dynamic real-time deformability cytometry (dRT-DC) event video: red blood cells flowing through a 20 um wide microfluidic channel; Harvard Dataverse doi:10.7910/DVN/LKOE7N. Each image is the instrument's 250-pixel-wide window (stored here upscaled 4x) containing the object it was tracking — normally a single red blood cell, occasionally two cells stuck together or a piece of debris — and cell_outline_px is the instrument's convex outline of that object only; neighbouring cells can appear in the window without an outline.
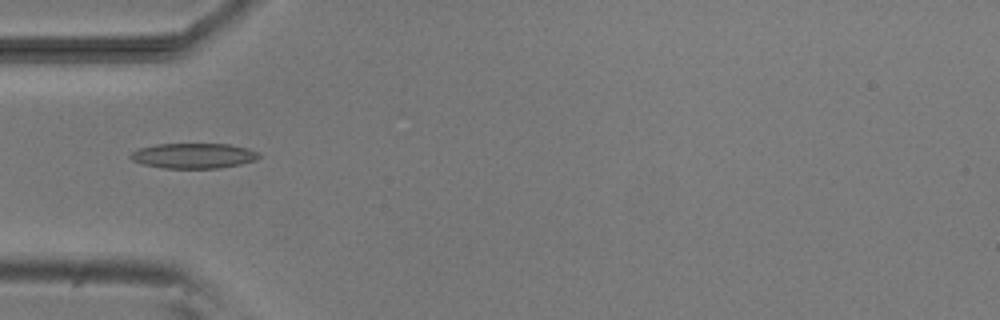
{"species": "common noctule bat (a hibernating species)", "species_latin": "Nyctalus noctula", "temperature_condition": "room temperature", "stored_images_in_passage": 8, "camera_frame_rate_fps": 3000, "um_per_image_px": 0.085, "animal": {"sex": "male", "body_mass_g": 20.5, "forearm_length_mm": 52.5}, "frame": {"image": 1, "passage_image": 4, "time_ms": 3.333, "image_size_px": [1000, 320], "cell_outline_px": [[260, 156], [256, 160], [240, 164], [220, 168], [164, 168], [144, 164], [132, 160], [128, 156], [132, 152], [140, 148], [156, 144], [228, 144], [248, 148], [260, 152]], "centroid_in_image_um": [16.48, 13.23], "position_along_channel_um": 68.5, "area_um2": 18.84}}
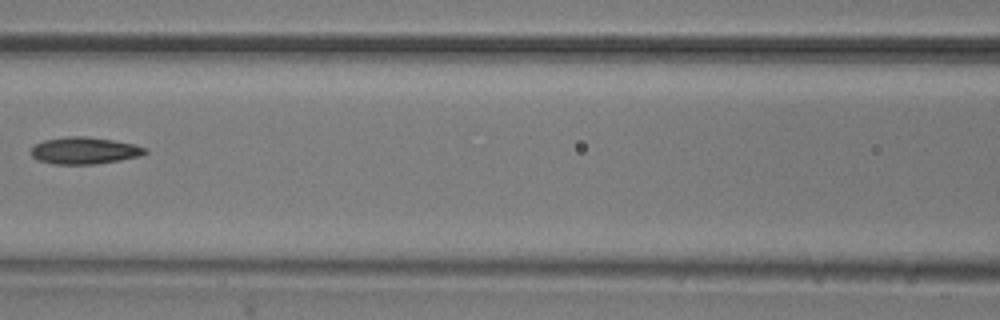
{"frame": {"image": 2, "passage_image": 6, "time_ms": 5.667, "image_size_px": [1000, 320], "cell_outline_px": [[148, 152], [140, 156], [120, 160], [96, 164], [52, 164], [36, 160], [32, 156], [32, 148], [36, 144], [44, 140], [64, 136], [84, 136], [112, 140], [132, 144], [144, 148]], "centroid_in_image_um": [7.14, 12.8], "position_along_channel_um": 159.5, "area_um2": 17.8}}
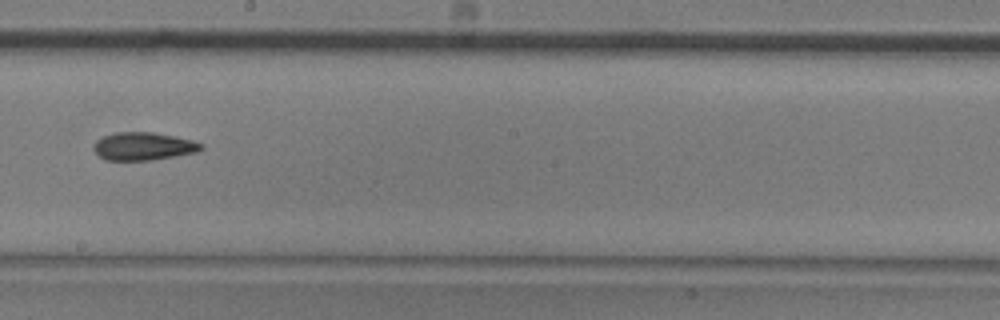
{"frame": {"image": 3, "passage_image": 8, "time_ms": 7.667, "image_size_px": [1000, 320], "cell_outline_px": [[204, 148], [196, 152], [176, 156], [152, 160], [104, 160], [92, 148], [92, 144], [96, 140], [104, 136], [116, 132], [152, 132], [176, 136], [192, 140], [204, 144]], "centroid_in_image_um": [12.19, 12.43], "position_along_channel_um": 236.0, "area_um2": 17.63}}